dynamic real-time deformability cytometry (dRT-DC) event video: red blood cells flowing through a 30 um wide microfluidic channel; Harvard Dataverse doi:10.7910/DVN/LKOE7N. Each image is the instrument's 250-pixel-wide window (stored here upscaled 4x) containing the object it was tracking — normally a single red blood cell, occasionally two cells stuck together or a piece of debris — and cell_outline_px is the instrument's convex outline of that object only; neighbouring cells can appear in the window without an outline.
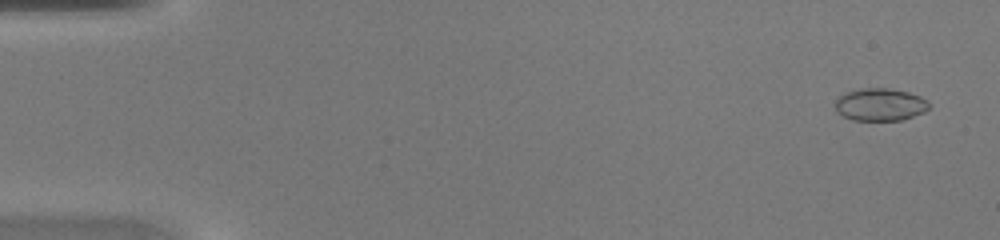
{"species": "common noctule bat (a hibernating species)", "species_latin": "Nyctalus noctula", "temperature_condition": "warm", "stored_images_in_passage": 46, "camera_frame_rate_fps": 3000, "um_per_image_px": 0.085, "animal": {"sex": "female", "body_mass_g": 20.0, "forearm_length_mm": 54.0}, "frame": {"image": 1, "passage_image": 3, "time_ms": 0.667, "image_size_px": [1000, 240], "cell_outline_px": [[928, 108], [924, 112], [900, 120], [852, 120], [836, 112], [836, 96], [860, 88], [892, 88], [908, 92], [920, 96], [928, 100]], "centroid_in_image_um": [74.79, 8.87], "position_along_channel_um": 10.2, "area_um2": 17.8}}
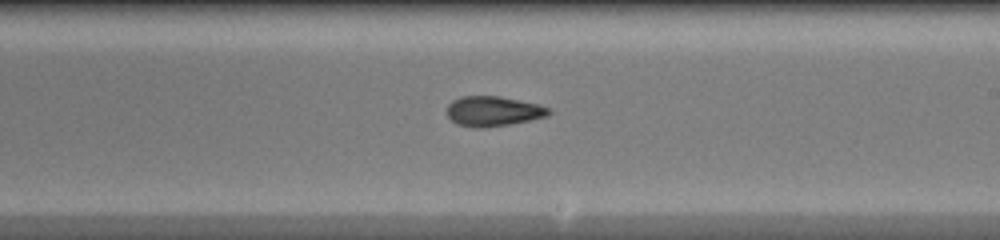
{"frame": {"image": 2, "passage_image": 28, "time_ms": 9.0, "image_size_px": [1000, 240], "cell_outline_px": [[552, 112], [548, 116], [508, 124], [484, 128], [476, 128], [456, 124], [448, 116], [448, 104], [452, 100], [460, 96], [500, 96], [536, 104], [548, 108]], "centroid_in_image_um": [41.89, 9.45], "position_along_channel_um": 247.1, "area_um2": 17.63}}
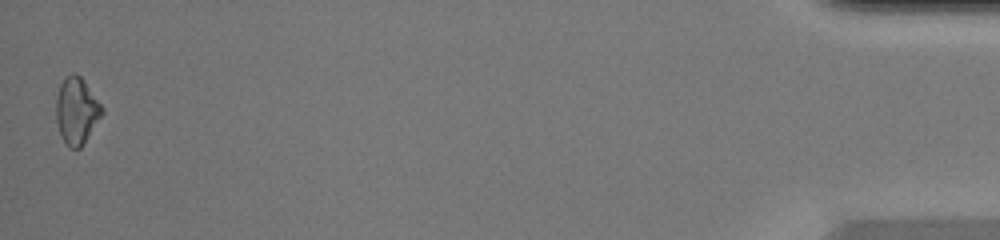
{"frame": {"image": 3, "passage_image": 46, "time_ms": 15.0, "image_size_px": [1000, 240], "cell_outline_px": [[104, 112], [84, 144], [80, 148], [68, 148], [60, 136], [56, 120], [56, 96], [60, 84], [64, 76], [72, 72], [76, 72], [84, 80], [104, 108]], "centroid_in_image_um": [6.5, 9.4], "position_along_channel_um": 428.7, "area_um2": 18.21}}